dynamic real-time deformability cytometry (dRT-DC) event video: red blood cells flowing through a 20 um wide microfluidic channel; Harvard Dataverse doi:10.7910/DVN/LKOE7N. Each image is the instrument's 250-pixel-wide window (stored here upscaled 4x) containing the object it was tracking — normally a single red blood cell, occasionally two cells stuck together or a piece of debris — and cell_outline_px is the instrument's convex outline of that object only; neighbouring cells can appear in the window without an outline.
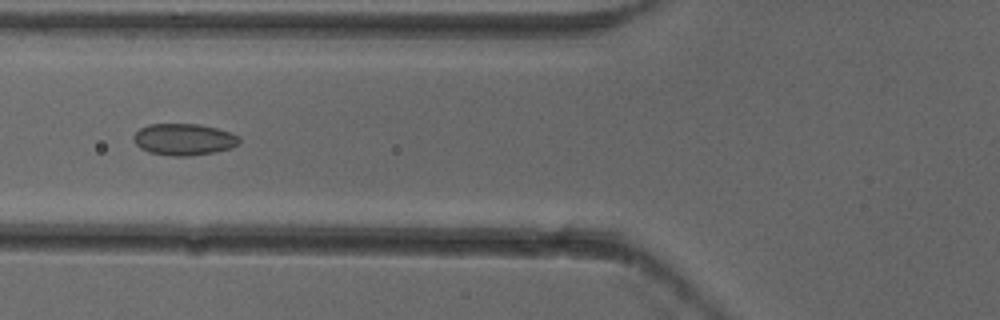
{"species": "common noctule bat (a hibernating species)", "species_latin": "Nyctalus noctula", "temperature_condition": "cold", "stored_images_in_passage": 7, "camera_frame_rate_fps": 3000, "um_per_image_px": 0.085, "animal": {"sex": "female"}, "frame": {"image": 1, "passage_image": 5, "time_ms": 1.333, "image_size_px": [1000, 320], "cell_outline_px": [[240, 140], [232, 148], [212, 152], [188, 156], [172, 156], [148, 152], [140, 148], [136, 144], [132, 136], [140, 128], [148, 124], [200, 124], [216, 128], [240, 136]], "centroid_in_image_um": [15.6, 11.84], "position_along_channel_um": 110.2, "area_um2": 19.42}}
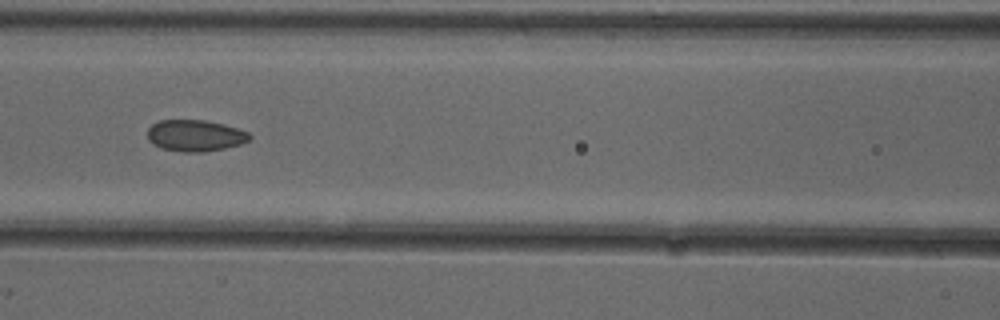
{"frame": {"image": 2, "passage_image": 6, "time_ms": 1.667, "image_size_px": [1000, 320], "cell_outline_px": [[252, 136], [248, 140], [240, 144], [224, 148], [200, 152], [184, 152], [164, 148], [152, 144], [148, 140], [148, 128], [152, 124], [160, 120], [204, 120], [224, 124], [248, 132]], "centroid_in_image_um": [16.57, 11.51], "position_along_channel_um": 150.0, "area_um2": 18.55}}
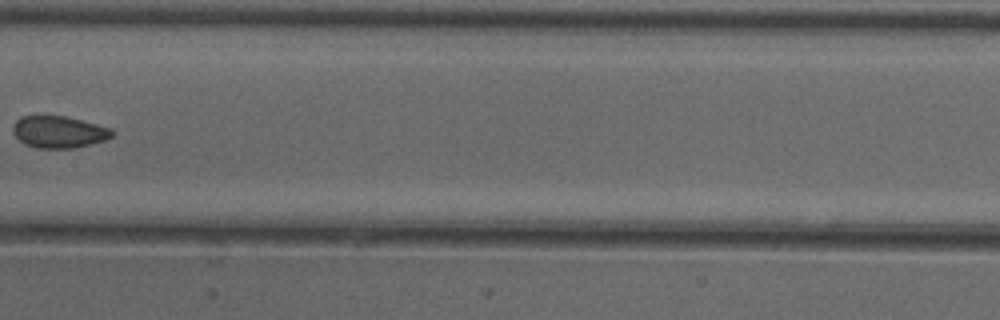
{"frame": {"image": 3, "passage_image": 7, "time_ms": 2.0, "image_size_px": [1000, 320], "cell_outline_px": [[112, 136], [104, 140], [72, 148], [36, 148], [24, 144], [12, 132], [12, 128], [16, 120], [20, 116], [64, 116], [112, 128]], "centroid_in_image_um": [4.95, 11.21], "position_along_channel_um": 202.4, "area_um2": 18.21}}